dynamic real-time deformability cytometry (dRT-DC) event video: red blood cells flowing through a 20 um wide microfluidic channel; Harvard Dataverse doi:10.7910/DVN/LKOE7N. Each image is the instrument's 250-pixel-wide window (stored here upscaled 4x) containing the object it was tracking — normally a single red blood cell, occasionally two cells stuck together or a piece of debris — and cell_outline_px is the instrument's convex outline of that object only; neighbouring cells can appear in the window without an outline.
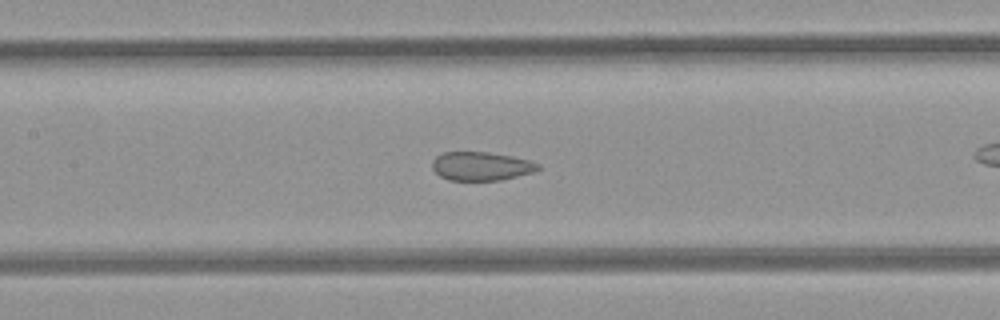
{"species": "common noctule bat (a hibernating species)", "species_latin": "Nyctalus noctula", "temperature_condition": "room temperature", "stored_images_in_passage": 41, "camera_frame_rate_fps": 3000, "um_per_image_px": 0.085, "animal": {"sex": "female", "body_mass_g": 21.9}, "frame": {"image": 1, "passage_image": 24, "time_ms": 7.667, "image_size_px": [1000, 320], "cell_outline_px": [[540, 168], [532, 172], [500, 180], [448, 180], [440, 176], [432, 168], [432, 160], [436, 156], [444, 152], [488, 152], [512, 156], [528, 160], [540, 164]], "centroid_in_image_um": [40.87, 14.12], "position_along_channel_um": 166.5, "area_um2": 17.57}}
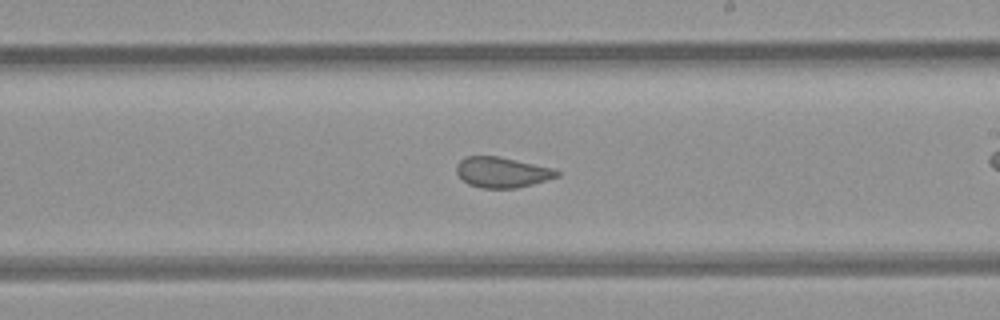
{"frame": {"image": 2, "passage_image": 30, "time_ms": 9.667, "image_size_px": [1000, 320], "cell_outline_px": [[560, 176], [532, 184], [516, 188], [484, 188], [468, 184], [456, 172], [456, 164], [464, 156], [500, 156], [556, 168], [560, 172]], "centroid_in_image_um": [42.71, 14.63], "position_along_channel_um": 246.3, "area_um2": 18.03}}